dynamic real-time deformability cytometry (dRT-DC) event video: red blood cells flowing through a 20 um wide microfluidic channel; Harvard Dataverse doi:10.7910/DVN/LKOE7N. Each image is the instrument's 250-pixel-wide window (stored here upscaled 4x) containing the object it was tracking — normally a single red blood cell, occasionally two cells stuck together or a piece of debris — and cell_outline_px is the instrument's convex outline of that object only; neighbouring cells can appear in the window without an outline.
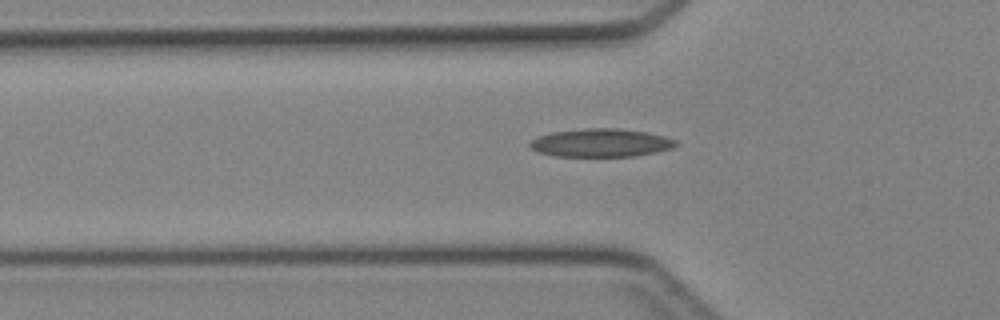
{"species": "Egyptian fruit bat (a non-hibernating species)", "species_latin": "Rousettus aegyptiacus", "temperature_condition": "cold", "stored_images_in_passage": 31, "camera_frame_rate_fps": 3000, "um_per_image_px": 0.085, "animal": {"sex": "female"}, "frame": {"image": 1, "passage_image": 4, "time_ms": 1.0, "image_size_px": [1000, 320], "cell_outline_px": [[680, 144], [672, 148], [656, 152], [636, 156], [556, 156], [540, 152], [532, 148], [528, 144], [532, 140], [540, 136], [552, 132], [584, 128], [620, 128], [648, 132], [664, 136], [676, 140]], "centroid_in_image_um": [51.14, 12.13], "position_along_channel_um": 74.7, "area_um2": 23.99}}
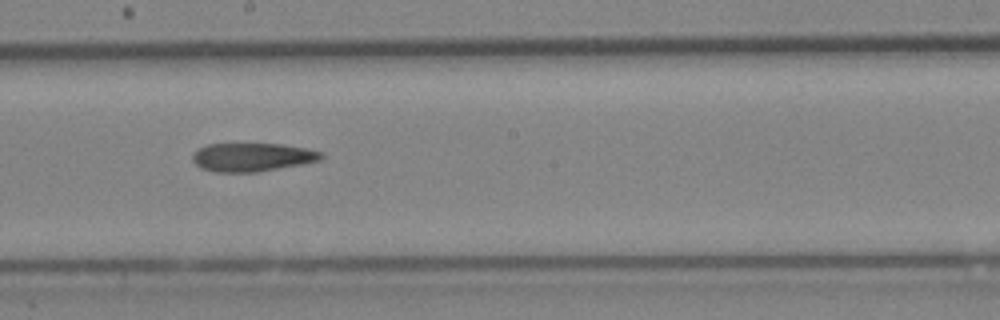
{"frame": {"image": 2, "passage_image": 14, "time_ms": 4.333, "image_size_px": [1000, 320], "cell_outline_px": [[324, 156], [320, 160], [300, 164], [256, 172], [216, 172], [200, 168], [192, 160], [192, 156], [200, 148], [208, 144], [280, 144], [304, 148], [324, 152]], "centroid_in_image_um": [21.43, 13.36], "position_along_channel_um": 226.8, "area_um2": 21.1}}
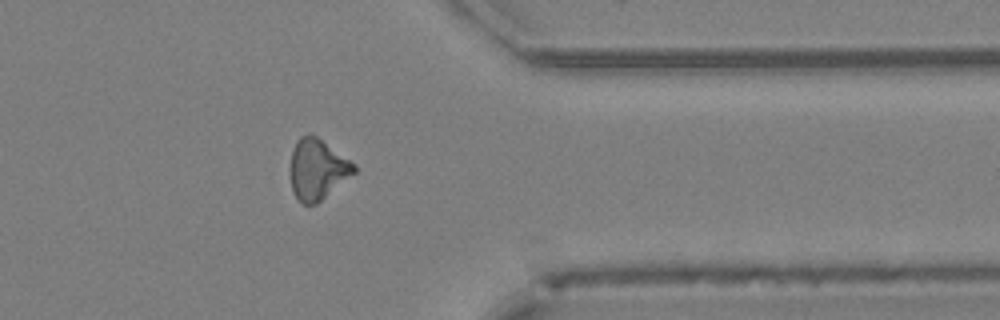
{"frame": {"image": 3, "passage_image": 25, "time_ms": 8.0, "image_size_px": [1000, 320], "cell_outline_px": [[356, 172], [316, 204], [304, 204], [296, 196], [292, 188], [288, 172], [288, 168], [292, 152], [296, 140], [300, 136], [312, 132], [356, 164]], "centroid_in_image_um": [26.95, 14.35], "position_along_channel_um": 384.4, "area_um2": 22.83}}